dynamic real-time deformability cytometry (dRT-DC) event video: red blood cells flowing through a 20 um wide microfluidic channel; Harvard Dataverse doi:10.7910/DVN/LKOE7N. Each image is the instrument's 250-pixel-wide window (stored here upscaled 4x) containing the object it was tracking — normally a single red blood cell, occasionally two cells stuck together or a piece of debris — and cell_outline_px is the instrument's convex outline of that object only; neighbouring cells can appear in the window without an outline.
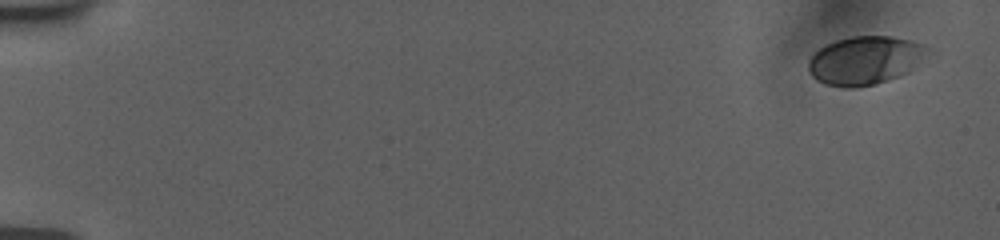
{"species": "human", "species_latin": "Homo sapiens", "temperature_condition": "room temperature", "stored_images_in_passage": 11, "camera_frame_rate_fps": 3000, "um_per_image_px": 0.085, "donor": {"sex": "female"}, "frame": {"image": 1, "passage_image": 1, "time_ms": 0.0, "image_size_px": [1000, 240], "cell_outline_px": [[928, 52], [908, 72], [876, 84], [848, 88], [824, 84], [816, 80], [812, 76], [808, 68], [808, 60], [820, 48], [836, 40], [852, 36], [892, 36], [912, 40], [924, 44], [928, 48]], "centroid_in_image_um": [73.51, 5.12], "position_along_channel_um": 11.5, "area_um2": 33.35}}
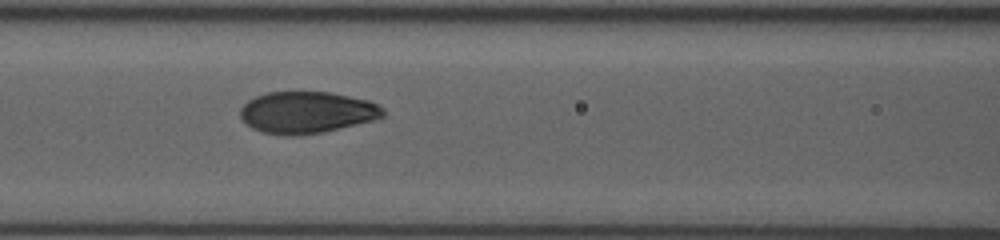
{"frame": {"image": 2, "passage_image": 10, "time_ms": 8.0, "image_size_px": [1000, 240], "cell_outline_px": [[384, 116], [372, 120], [320, 132], [296, 136], [288, 136], [260, 132], [252, 128], [240, 116], [240, 108], [248, 100], [256, 96], [268, 92], [332, 92], [368, 100], [384, 108]], "centroid_in_image_um": [26.05, 9.55], "position_along_channel_um": 140.6, "area_um2": 34.51}}
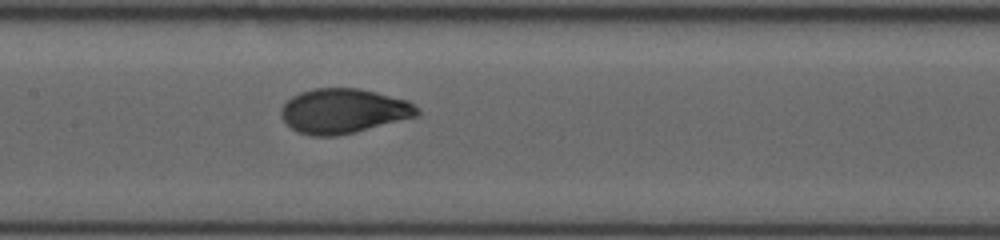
{"frame": {"image": 3, "passage_image": 11, "time_ms": 9.0, "image_size_px": [1000, 240], "cell_outline_px": [[420, 116], [336, 136], [312, 136], [296, 132], [280, 116], [280, 108], [292, 96], [300, 92], [312, 88], [360, 88], [408, 100], [420, 108]], "centroid_in_image_um": [29.21, 9.43], "position_along_channel_um": 178.2, "area_um2": 35.66}}